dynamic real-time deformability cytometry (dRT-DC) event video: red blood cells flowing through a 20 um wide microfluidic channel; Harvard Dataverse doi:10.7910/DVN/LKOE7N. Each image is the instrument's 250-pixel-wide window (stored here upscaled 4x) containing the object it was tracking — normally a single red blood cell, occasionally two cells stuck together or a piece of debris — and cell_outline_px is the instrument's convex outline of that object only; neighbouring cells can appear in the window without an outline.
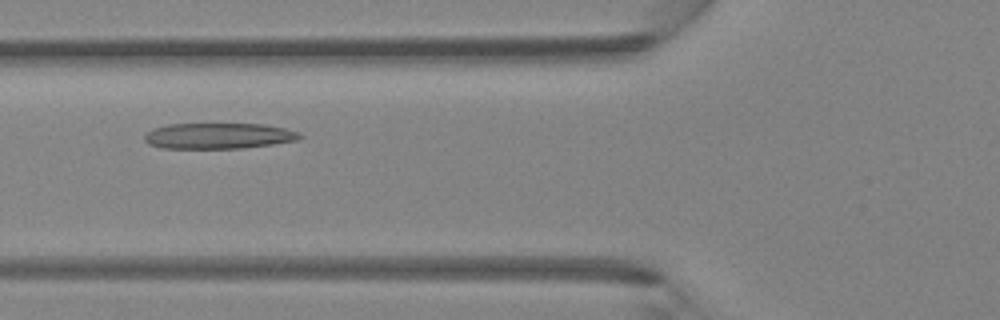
{"species": "Egyptian fruit bat (a non-hibernating species)", "species_latin": "Rousettus aegyptiacus", "temperature_condition": "room temperature", "stored_images_in_passage": 3, "camera_frame_rate_fps": 3000, "um_per_image_px": 0.085, "animal": {"sex": "female"}, "frame": {"image": 1, "passage_image": 3, "time_ms": 0.667, "image_size_px": [1000, 320], "cell_outline_px": [[304, 136], [296, 140], [272, 144], [244, 148], [160, 148], [148, 144], [144, 140], [144, 136], [152, 128], [168, 124], [264, 124], [284, 128], [300, 132]], "centroid_in_image_um": [18.56, 11.55], "position_along_channel_um": 107.2, "area_um2": 23.41}}